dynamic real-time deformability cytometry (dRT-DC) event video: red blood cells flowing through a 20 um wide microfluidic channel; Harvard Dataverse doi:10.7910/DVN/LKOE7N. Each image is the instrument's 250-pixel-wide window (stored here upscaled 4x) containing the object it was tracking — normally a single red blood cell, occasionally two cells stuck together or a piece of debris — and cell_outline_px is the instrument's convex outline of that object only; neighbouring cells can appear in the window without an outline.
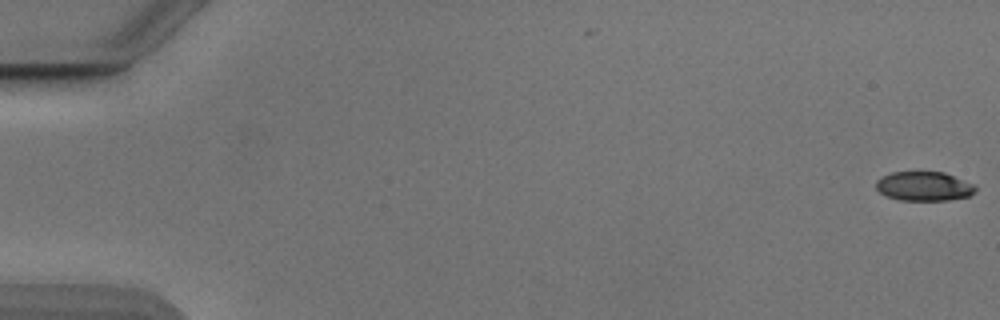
{"species": "Egyptian fruit bat (a non-hibernating species)", "species_latin": "Rousettus aegyptiacus", "temperature_condition": "cold", "stored_images_in_passage": 54, "camera_frame_rate_fps": 3000, "um_per_image_px": 0.085, "animal": {"sex": "male"}, "frame": {"image": 1, "passage_image": 1, "time_ms": 0.0, "image_size_px": [1000, 320], "cell_outline_px": [[976, 192], [968, 196], [948, 200], [900, 200], [888, 196], [880, 192], [876, 188], [876, 180], [880, 176], [892, 172], [944, 172], [976, 184]], "centroid_in_image_um": [78.56, 15.82], "position_along_channel_um": 6.4, "area_um2": 17.05}}
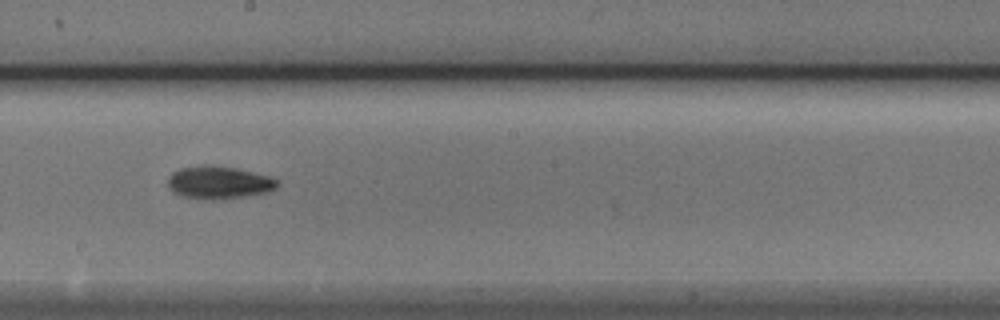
{"frame": {"image": 2, "passage_image": 31, "time_ms": 10.0, "image_size_px": [1000, 320], "cell_outline_px": [[276, 188], [268, 192], [220, 200], [204, 200], [180, 196], [172, 192], [168, 184], [168, 176], [172, 172], [180, 168], [204, 164], [212, 164], [236, 168], [268, 176], [276, 180]], "centroid_in_image_um": [18.53, 15.51], "position_along_channel_um": 229.7, "area_um2": 21.1}}
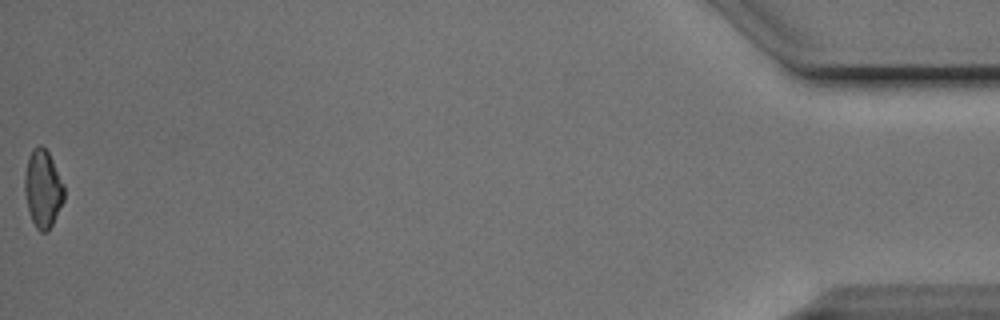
{"frame": {"image": 3, "passage_image": 54, "time_ms": 17.667, "image_size_px": [1000, 320], "cell_outline_px": [[64, 200], [48, 232], [40, 232], [36, 228], [32, 220], [28, 208], [24, 192], [24, 176], [28, 156], [32, 148], [40, 144], [48, 152], [64, 184]], "centroid_in_image_um": [3.63, 16.03], "position_along_channel_um": 431.6, "area_um2": 17.86}, "authors_computed_cell_mechanics": {"area_um2": 18.6694, "velocity_mm_per_s": 3.8857, "shape_relaxation_time_tau1_ms": 2.938, "shape_relaxation_time_tau2_ms": null, "deformation_change_tau1": 0.1326, "deformation_change_tau2": null}}